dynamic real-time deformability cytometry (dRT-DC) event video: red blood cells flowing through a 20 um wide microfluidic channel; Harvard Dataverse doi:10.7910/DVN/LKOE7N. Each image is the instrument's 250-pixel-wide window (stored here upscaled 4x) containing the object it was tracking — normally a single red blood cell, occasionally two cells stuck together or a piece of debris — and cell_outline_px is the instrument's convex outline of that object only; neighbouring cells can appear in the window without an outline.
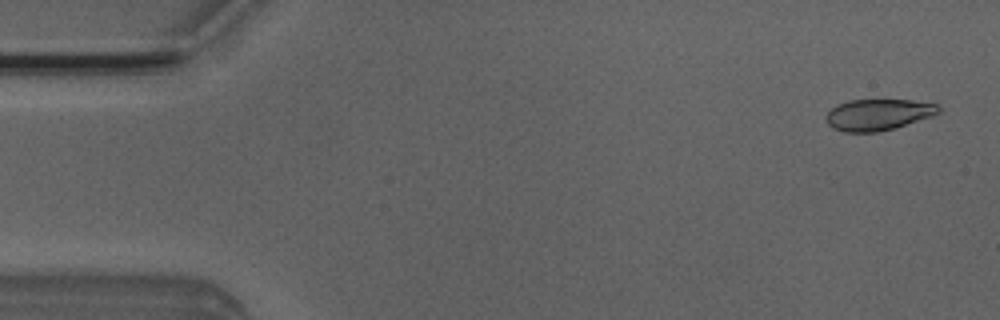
{"species": "Egyptian fruit bat (a non-hibernating species)", "species_latin": "Rousettus aegyptiacus", "temperature_condition": "room temperature", "stored_images_in_passage": 5, "camera_frame_rate_fps": 3000, "um_per_image_px": 0.085, "animal": {"sex": "male"}, "frame": {"image": 1, "passage_image": 1, "time_ms": 0.0, "image_size_px": [1000, 320], "cell_outline_px": [[940, 112], [932, 116], [896, 128], [876, 132], [844, 132], [832, 128], [828, 124], [824, 116], [836, 104], [848, 100], [912, 100], [936, 104], [940, 108]], "centroid_in_image_um": [74.61, 9.75], "position_along_channel_um": 10.4, "area_um2": 20.63}}
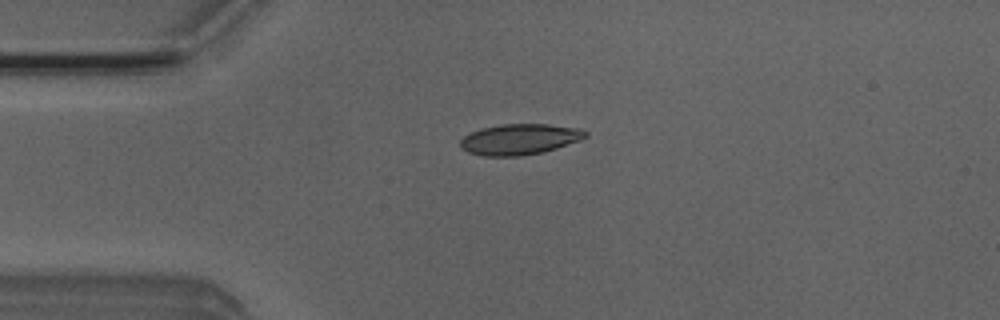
{"frame": {"image": 2, "passage_image": 4, "time_ms": 1.0, "image_size_px": [1000, 320], "cell_outline_px": [[588, 136], [580, 140], [544, 152], [520, 156], [484, 156], [468, 152], [460, 148], [460, 140], [464, 136], [480, 128], [504, 124], [548, 124], [580, 128], [588, 132]], "centroid_in_image_um": [44.17, 11.84], "position_along_channel_um": 40.8, "area_um2": 22.54}}